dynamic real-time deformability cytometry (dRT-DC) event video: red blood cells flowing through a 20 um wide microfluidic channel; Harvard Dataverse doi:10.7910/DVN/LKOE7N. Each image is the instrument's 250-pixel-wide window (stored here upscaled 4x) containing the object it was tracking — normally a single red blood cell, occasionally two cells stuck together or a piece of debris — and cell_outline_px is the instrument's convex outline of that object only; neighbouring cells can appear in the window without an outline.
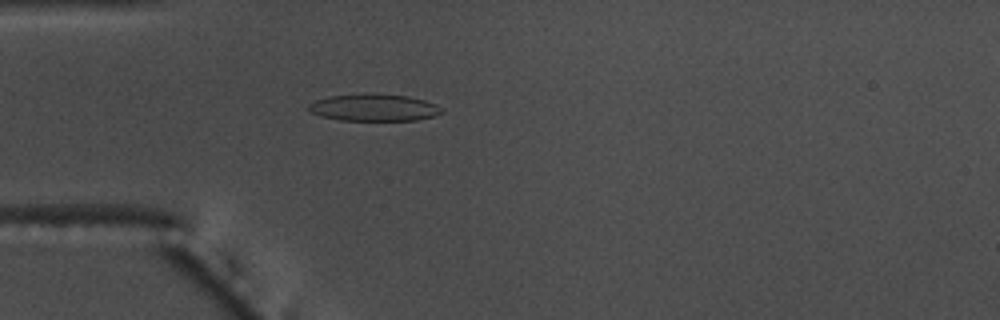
{"species": "common noctule bat (a hibernating species)", "species_latin": "Nyctalus noctula", "temperature_condition": "warm", "stored_images_in_passage": 55, "camera_frame_rate_fps": 3000, "um_per_image_px": 0.085, "animal": {"sex": "male", "body_mass_g": 17.5, "forearm_length_mm": 52.3}, "frame": {"image": 1, "passage_image": 16, "time_ms": 5.0, "image_size_px": [1000, 320], "cell_outline_px": [[444, 112], [436, 116], [416, 120], [340, 120], [320, 116], [308, 112], [308, 104], [316, 100], [328, 96], [408, 96], [424, 100], [436, 104], [444, 108]], "centroid_in_image_um": [31.82, 9.19], "position_along_channel_um": 53.2, "area_um2": 20.29}, "authors_computed_cell_mechanics": {"area_um2": 21.2126, "velocity_mm_per_s": 3.7341, "shape_relaxation_time_tau1_ms": 11.1129, "shape_relaxation_time_tau2_ms": 2.2235, "deformation_change_tau1": 0.2483, "deformation_change_tau2": 0.1015}}